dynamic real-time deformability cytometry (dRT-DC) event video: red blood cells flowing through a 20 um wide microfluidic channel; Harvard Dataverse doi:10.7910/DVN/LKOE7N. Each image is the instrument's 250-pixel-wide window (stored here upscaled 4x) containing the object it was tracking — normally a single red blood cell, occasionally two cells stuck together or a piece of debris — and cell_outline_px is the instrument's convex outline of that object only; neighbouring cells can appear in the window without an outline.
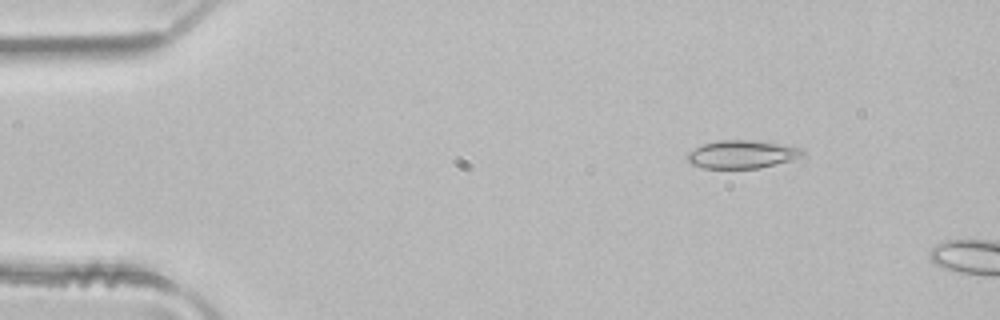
{"species": "common noctule bat (a hibernating species)", "species_latin": "Nyctalus noctula", "temperature_condition": "room temperature", "stored_images_in_passage": 2, "camera_frame_rate_fps": 3000, "um_per_image_px": 0.085, "animal": {"sex": "male", "body_mass_g": 21.5, "forearm_length_mm": 52.0}, "frame": {"image": 1, "passage_image": 1, "time_ms": 0.0, "image_size_px": [1000, 320], "cell_outline_px": [[804, 156], [776, 164], [760, 168], [704, 168], [688, 164], [684, 160], [688, 152], [704, 144], [720, 140], [756, 140], [800, 148], [804, 152]], "centroid_in_image_um": [63.01, 13.13], "position_along_channel_um": 22.0, "area_um2": 18.84}}